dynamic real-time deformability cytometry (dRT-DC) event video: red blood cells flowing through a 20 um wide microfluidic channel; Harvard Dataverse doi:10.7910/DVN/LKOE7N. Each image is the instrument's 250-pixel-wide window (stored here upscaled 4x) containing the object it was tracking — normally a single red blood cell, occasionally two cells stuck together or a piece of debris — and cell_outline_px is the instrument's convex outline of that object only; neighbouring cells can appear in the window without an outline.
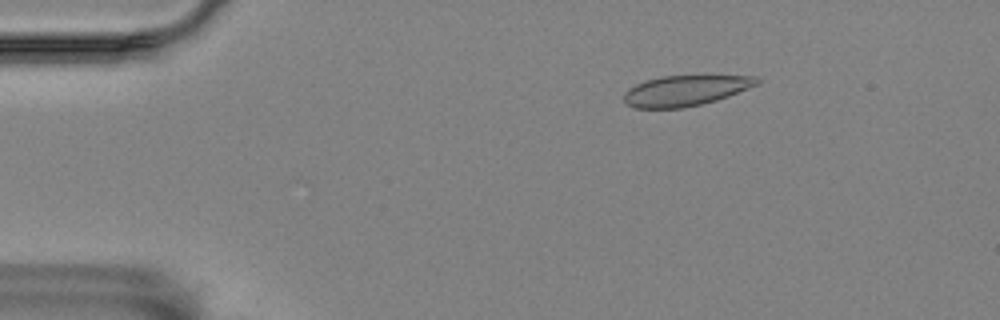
{"species": "Egyptian fruit bat (a non-hibernating species)", "species_latin": "Rousettus aegyptiacus", "temperature_condition": "room temperature", "stored_images_in_passage": 50, "camera_frame_rate_fps": 3000, "um_per_image_px": 0.085, "animal": {"sex": "female"}, "frame": {"image": 1, "passage_image": 3, "time_ms": 0.667, "image_size_px": [1000, 320], "cell_outline_px": [[760, 84], [728, 96], [716, 100], [700, 104], [680, 108], [636, 108], [628, 104], [624, 100], [624, 92], [628, 88], [644, 80], [660, 76], [704, 72], [708, 72], [756, 76], [760, 80]], "centroid_in_image_um": [58.36, 7.61], "position_along_channel_um": 26.6, "area_um2": 24.97}}
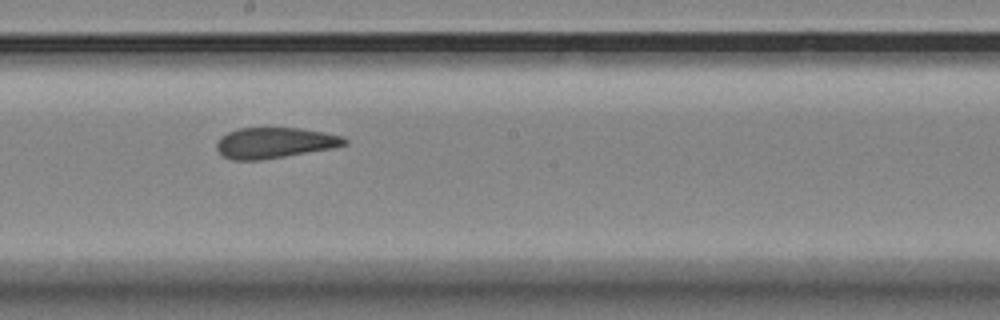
{"frame": {"image": 2, "passage_image": 25, "time_ms": 8.0, "image_size_px": [1000, 320], "cell_outline_px": [[348, 144], [332, 148], [260, 160], [232, 160], [224, 156], [216, 148], [216, 144], [220, 136], [236, 128], [300, 128], [344, 136], [348, 140]], "centroid_in_image_um": [23.34, 12.13], "position_along_channel_um": 224.9, "area_um2": 22.83}}
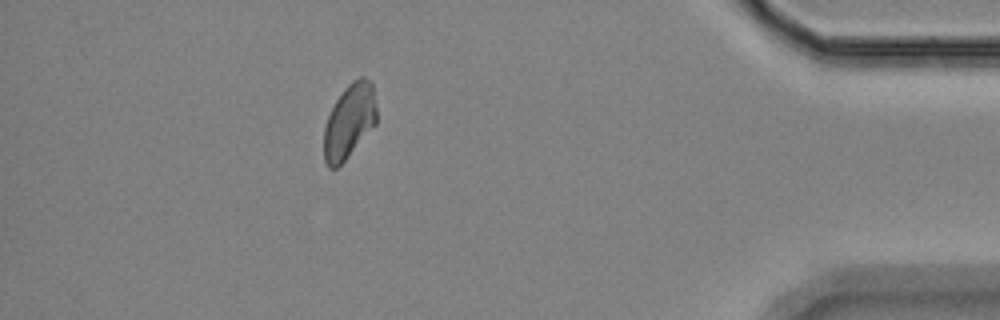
{"frame": {"image": 3, "passage_image": 44, "time_ms": 14.333, "image_size_px": [1000, 320], "cell_outline_px": [[376, 124], [348, 156], [336, 168], [328, 168], [324, 160], [324, 128], [328, 116], [336, 100], [344, 88], [352, 80], [360, 76], [364, 76], [372, 80], [376, 104]], "centroid_in_image_um": [29.7, 10.26], "position_along_channel_um": 405.5, "area_um2": 22.89}, "authors_computed_cell_mechanics": {"area_um2": 23.5824, "velocity_mm_per_s": 3.5554, "shape_relaxation_time_tau1_ms": null, "shape_relaxation_time_tau2_ms": 2.0111, "deformation_change_tau1": null, "deformation_change_tau2": 0.047}}